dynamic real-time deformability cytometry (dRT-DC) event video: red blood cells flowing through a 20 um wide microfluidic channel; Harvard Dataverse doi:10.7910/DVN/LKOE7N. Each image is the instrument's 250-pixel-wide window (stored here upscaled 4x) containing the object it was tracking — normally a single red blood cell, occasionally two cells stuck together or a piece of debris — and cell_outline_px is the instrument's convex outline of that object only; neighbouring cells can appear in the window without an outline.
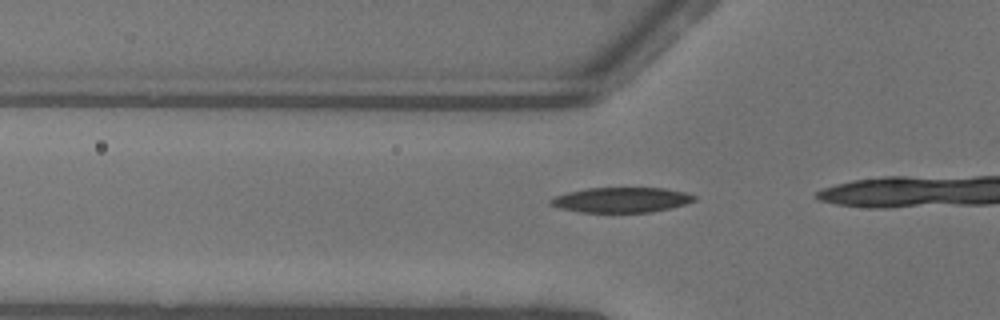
{"species": "common noctule bat (a hibernating species)", "species_latin": "Nyctalus noctula", "temperature_condition": "warm", "stored_images_in_passage": 8, "camera_frame_rate_fps": 3000, "um_per_image_px": 0.085, "animal": {"sex": "female"}, "frame": {"image": 1, "passage_image": 3, "time_ms": 0.667, "image_size_px": [1000, 320], "cell_outline_px": [[696, 200], [688, 204], [648, 212], [580, 212], [560, 208], [548, 204], [548, 200], [552, 196], [568, 192], [588, 188], [664, 188], [684, 192], [696, 196]], "centroid_in_image_um": [52.78, 16.99], "position_along_channel_um": 73.0, "area_um2": 21.04}}
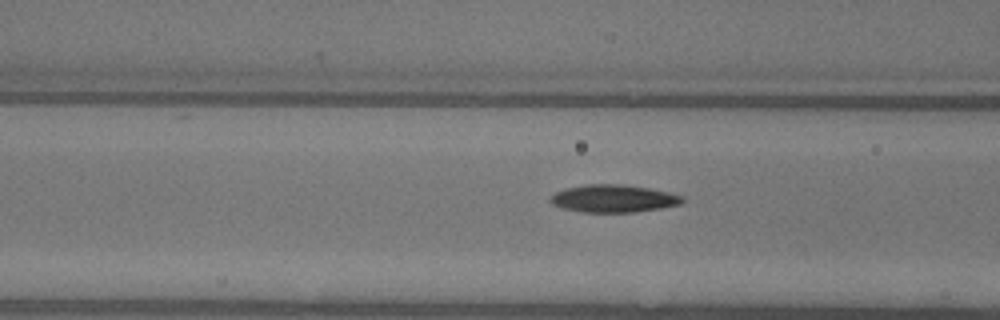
{"frame": {"image": 2, "passage_image": 6, "time_ms": 1.667, "image_size_px": [1000, 320], "cell_outline_px": [[684, 200], [680, 204], [660, 208], [636, 212], [580, 212], [564, 208], [552, 204], [548, 200], [548, 196], [564, 188], [588, 184], [624, 184], [648, 188], [668, 192], [684, 196]], "centroid_in_image_um": [52.11, 16.87], "position_along_channel_um": 114.5, "area_um2": 21.33}}